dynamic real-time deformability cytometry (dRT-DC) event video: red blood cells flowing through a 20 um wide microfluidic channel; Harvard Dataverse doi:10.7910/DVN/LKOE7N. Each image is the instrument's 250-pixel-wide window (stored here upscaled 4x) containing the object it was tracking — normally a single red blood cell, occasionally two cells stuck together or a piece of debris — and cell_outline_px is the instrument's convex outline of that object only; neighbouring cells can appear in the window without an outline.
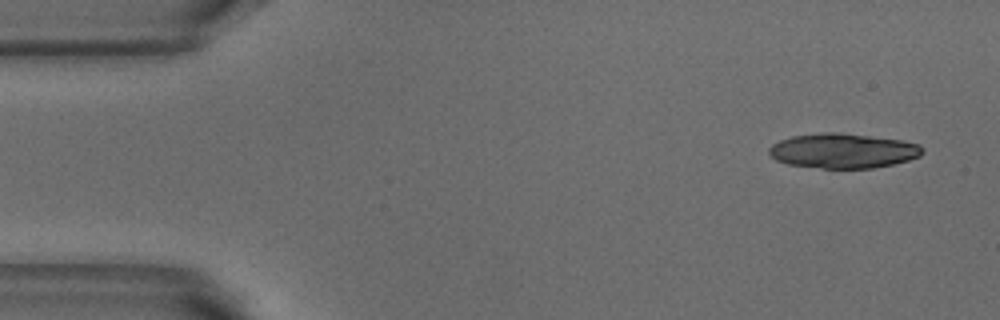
{"species": "common noctule bat (a hibernating species)", "species_latin": "Nyctalus noctula", "temperature_condition": "warm", "stored_images_in_passage": 4, "camera_frame_rate_fps": 3000, "um_per_image_px": 0.085, "animal": {"sex": "male", "body_mass_g": 18.8}, "frame": {"image": 1, "passage_image": 1, "time_ms": 0.0, "image_size_px": [1000, 320], "cell_outline_px": [[924, 152], [920, 156], [908, 160], [892, 164], [872, 168], [820, 168], [788, 164], [776, 160], [768, 152], [768, 148], [772, 144], [780, 140], [792, 136], [824, 132], [836, 132], [904, 140], [920, 144]], "centroid_in_image_um": [71.66, 12.81], "position_along_channel_um": 13.3, "area_um2": 31.1}}